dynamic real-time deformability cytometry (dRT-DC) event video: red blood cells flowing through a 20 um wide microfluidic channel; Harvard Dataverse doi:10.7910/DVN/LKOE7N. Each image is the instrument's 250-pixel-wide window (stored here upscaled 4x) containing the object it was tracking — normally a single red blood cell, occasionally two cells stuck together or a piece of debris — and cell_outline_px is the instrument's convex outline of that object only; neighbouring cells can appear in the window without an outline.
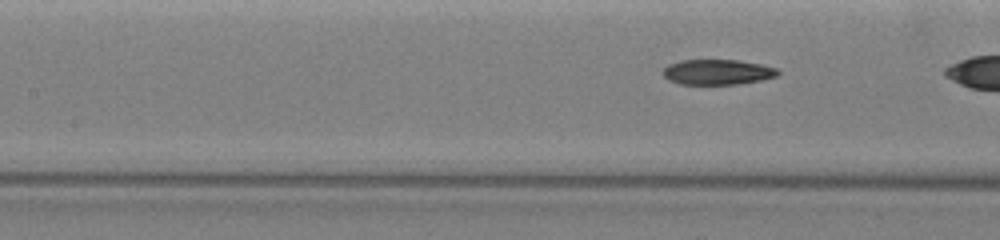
{"species": "common noctule bat (a hibernating species)", "species_latin": "Nyctalus noctula", "temperature_condition": "warm", "stored_images_in_passage": 20, "camera_frame_rate_fps": 3000, "um_per_image_px": 0.085, "animal": {"sex": "female", "body_mass_g": 19.5, "forearm_length_mm": 54.1}, "frame": {"image": 1, "passage_image": 18, "time_ms": 2.333, "image_size_px": [1000, 240], "cell_outline_px": [[780, 72], [776, 76], [760, 80], [736, 84], [680, 84], [668, 80], [660, 72], [668, 64], [680, 60], [740, 60], [760, 64], [776, 68]], "centroid_in_image_um": [60.93, 6.12], "position_along_channel_um": 146.5, "area_um2": 16.94}}